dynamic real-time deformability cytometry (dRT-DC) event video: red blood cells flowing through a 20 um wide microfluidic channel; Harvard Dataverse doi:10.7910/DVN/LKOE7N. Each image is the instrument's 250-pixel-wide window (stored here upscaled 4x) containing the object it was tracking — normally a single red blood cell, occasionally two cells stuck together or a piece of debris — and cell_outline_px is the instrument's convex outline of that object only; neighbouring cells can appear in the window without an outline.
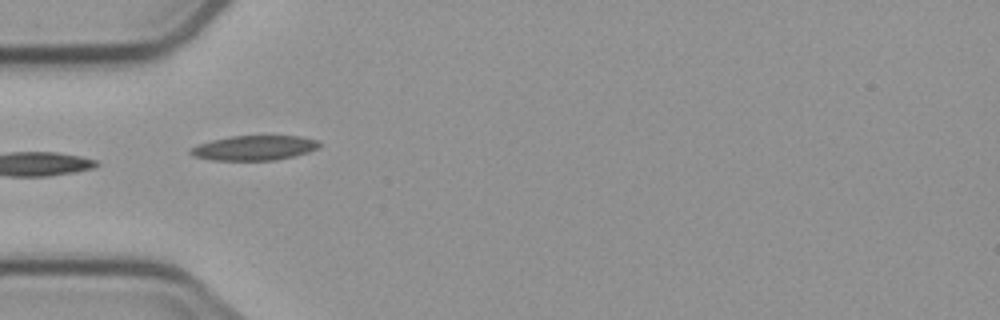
{"species": "common noctule bat (a hibernating species)", "species_latin": "Nyctalus noctula", "temperature_condition": "cold", "stored_images_in_passage": 5, "camera_frame_rate_fps": 3000, "um_per_image_px": 0.085, "animal": {"sex": "male", "body_mass_g": 23.1, "forearm_length_mm": 52.7}, "frame": {"image": 1, "passage_image": 3, "time_ms": 2.333, "image_size_px": [1000, 320], "cell_outline_px": [[320, 144], [316, 148], [308, 152], [276, 160], [216, 160], [196, 156], [188, 152], [192, 148], [200, 144], [212, 140], [232, 136], [300, 136], [316, 140]], "centroid_in_image_um": [21.63, 12.57], "position_along_channel_um": 63.4, "area_um2": 18.15}}
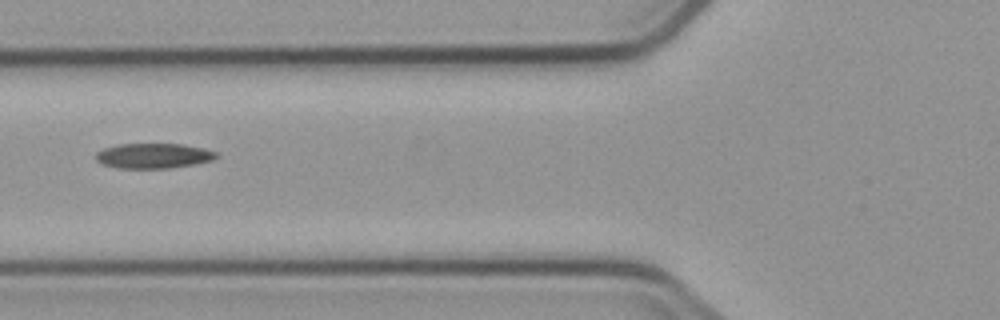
{"frame": {"image": 2, "passage_image": 4, "time_ms": 3.667, "image_size_px": [1000, 320], "cell_outline_px": [[220, 156], [212, 160], [196, 164], [168, 168], [120, 168], [100, 164], [96, 160], [96, 152], [104, 148], [120, 144], [180, 144], [204, 148], [216, 152]], "centroid_in_image_um": [13.05, 13.24], "position_along_channel_um": 112.8, "area_um2": 17.63}}
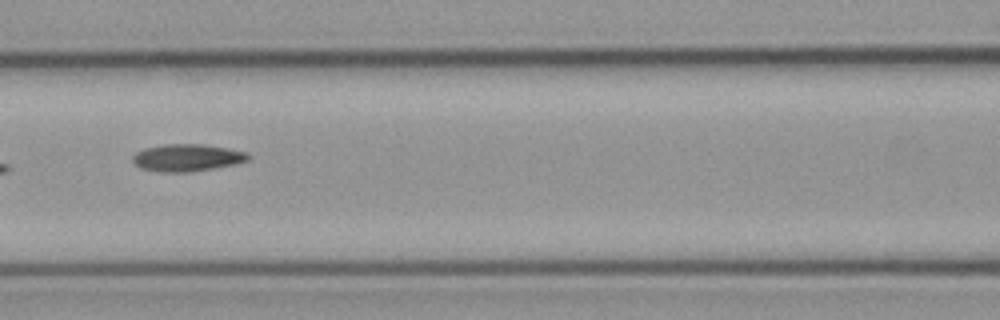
{"frame": {"image": 3, "passage_image": 5, "time_ms": 4.667, "image_size_px": [1000, 320], "cell_outline_px": [[252, 156], [248, 160], [236, 164], [188, 172], [160, 172], [140, 168], [132, 160], [132, 156], [136, 152], [144, 148], [164, 144], [204, 144], [228, 148], [248, 152]], "centroid_in_image_um": [15.92, 13.39], "position_along_channel_um": 150.7, "area_um2": 18.44}}